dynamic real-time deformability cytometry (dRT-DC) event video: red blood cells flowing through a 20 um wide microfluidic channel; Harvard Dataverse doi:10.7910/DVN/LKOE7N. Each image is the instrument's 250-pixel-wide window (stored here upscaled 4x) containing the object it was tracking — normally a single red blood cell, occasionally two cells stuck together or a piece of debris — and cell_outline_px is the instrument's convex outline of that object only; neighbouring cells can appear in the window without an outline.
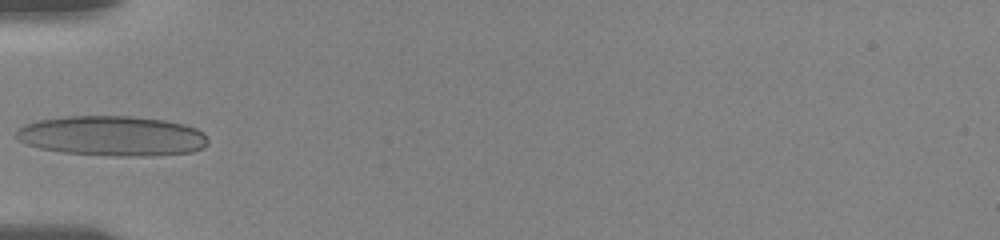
{"species": "human", "species_latin": "Homo sapiens", "temperature_condition": "room temperature", "stored_images_in_passage": 6, "camera_frame_rate_fps": 3000, "um_per_image_px": 0.085, "donor": {"sex": "female"}, "frame": {"image": 1, "passage_image": 1, "time_ms": 0.0, "image_size_px": [1000, 240], "cell_outline_px": [[208, 144], [204, 148], [192, 152], [152, 156], [116, 156], [64, 152], [40, 148], [28, 144], [20, 140], [16, 136], [16, 132], [24, 124], [36, 120], [64, 116], [132, 116], [164, 120], [184, 124], [196, 128], [204, 132], [208, 136]], "centroid_in_image_um": [9.59, 11.55], "position_along_channel_um": 75.4, "area_um2": 44.97}}
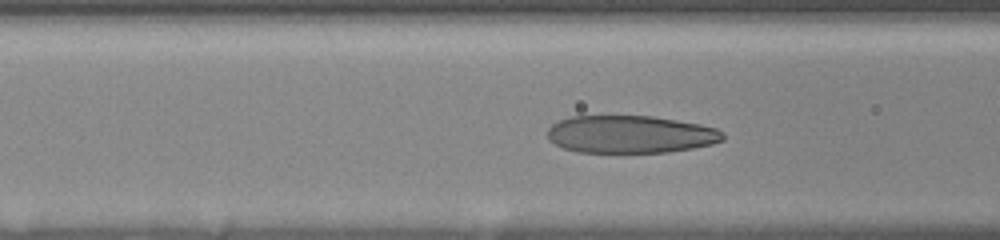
{"frame": {"image": 2, "passage_image": 4, "time_ms": 1.0, "image_size_px": [1000, 240], "cell_outline_px": [[724, 140], [712, 144], [692, 148], [668, 152], [576, 152], [564, 148], [548, 140], [548, 128], [552, 124], [560, 120], [572, 116], [652, 116], [700, 124], [716, 128], [724, 132]], "centroid_in_image_um": [53.59, 11.42], "position_along_channel_um": 113.0, "area_um2": 38.44}}